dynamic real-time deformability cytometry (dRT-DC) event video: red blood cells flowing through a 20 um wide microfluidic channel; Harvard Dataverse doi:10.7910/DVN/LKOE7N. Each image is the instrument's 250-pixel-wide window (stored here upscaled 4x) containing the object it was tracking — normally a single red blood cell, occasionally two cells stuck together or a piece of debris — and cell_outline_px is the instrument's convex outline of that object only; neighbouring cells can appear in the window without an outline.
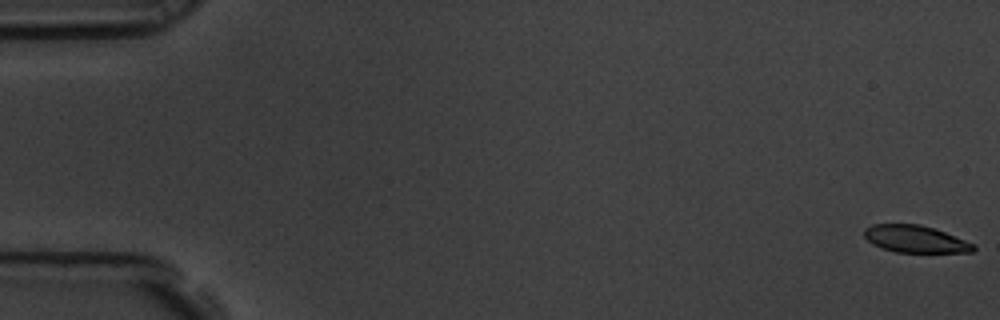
{"species": "common noctule bat (a hibernating species)", "species_latin": "Nyctalus noctula", "temperature_condition": "room temperature", "stored_images_in_passage": 58, "camera_frame_rate_fps": 3000, "um_per_image_px": 0.085, "animal": {"sex": "male", "body_mass_g": 19.5, "forearm_length_mm": 54.6}, "frame": {"image": 1, "passage_image": 1, "time_ms": 0.0, "image_size_px": [1000, 320], "cell_outline_px": [[976, 248], [972, 252], [896, 252], [880, 248], [872, 244], [864, 236], [864, 228], [872, 224], [920, 224], [944, 232], [976, 244]], "centroid_in_image_um": [77.78, 20.32], "position_along_channel_um": 7.2, "area_um2": 17.28}}
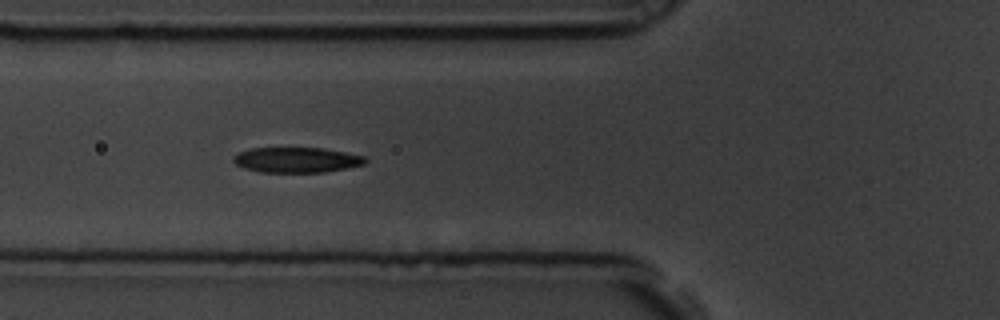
{"frame": {"image": 2, "passage_image": 22, "time_ms": 7.0, "image_size_px": [1000, 320], "cell_outline_px": [[368, 160], [364, 164], [324, 172], [260, 172], [244, 168], [236, 164], [232, 160], [232, 156], [240, 152], [252, 148], [324, 148], [364, 156]], "centroid_in_image_um": [25.19, 13.59], "position_along_channel_um": 100.6, "area_um2": 19.31}}
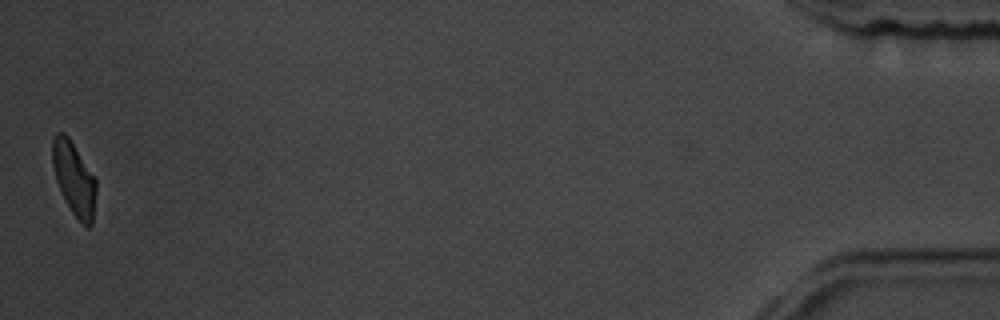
{"frame": {"image": 3, "passage_image": 58, "time_ms": 19.0, "image_size_px": [1000, 320], "cell_outline_px": [[96, 192], [92, 224], [88, 228], [72, 212], [56, 180], [52, 164], [52, 140], [56, 132], [64, 132], [68, 136], [96, 176]], "centroid_in_image_um": [6.31, 15.12], "position_along_channel_um": 428.9, "area_um2": 18.61}, "authors_computed_cell_mechanics": {"area_um2": 19.6231, "velocity_mm_per_s": 3.5284, "shape_relaxation_time_tau1_ms": 2.9066, "shape_relaxation_time_tau2_ms": 3.9088, "deformation_change_tau1": 0.1251, "deformation_change_tau2": 0.1133}}